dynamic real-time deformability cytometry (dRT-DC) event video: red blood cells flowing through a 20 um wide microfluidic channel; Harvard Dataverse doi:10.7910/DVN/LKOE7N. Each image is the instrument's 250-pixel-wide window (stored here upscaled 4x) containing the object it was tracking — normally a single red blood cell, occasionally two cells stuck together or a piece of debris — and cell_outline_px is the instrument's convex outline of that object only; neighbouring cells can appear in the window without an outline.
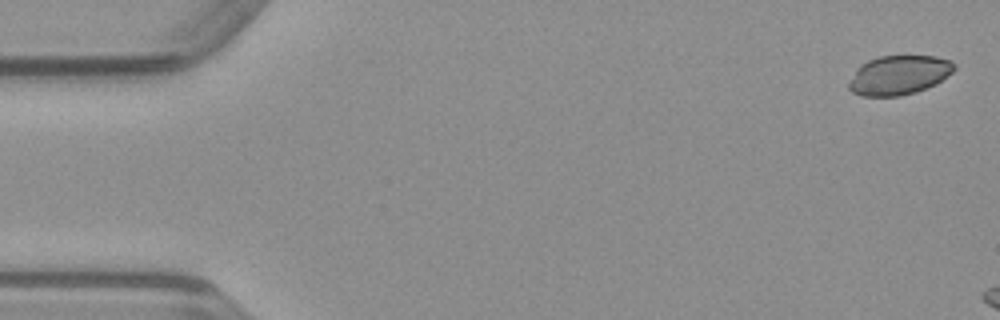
{"species": "common noctule bat (a hibernating species)", "species_latin": "Nyctalus noctula", "temperature_condition": "warm", "stored_images_in_passage": 7, "camera_frame_rate_fps": 3000, "um_per_image_px": 0.085, "animal": {"sex": "male", "body_mass_g": 23.1, "forearm_length_mm": 52.7}, "frame": {"image": 1, "passage_image": 2, "time_ms": 0.333, "image_size_px": [1000, 320], "cell_outline_px": [[956, 68], [952, 72], [936, 84], [916, 92], [900, 96], [860, 96], [852, 92], [848, 88], [848, 84], [856, 68], [860, 64], [868, 60], [880, 56], [936, 56], [952, 60], [956, 64]], "centroid_in_image_um": [76.41, 6.38], "position_along_channel_um": 8.6, "area_um2": 24.33}}